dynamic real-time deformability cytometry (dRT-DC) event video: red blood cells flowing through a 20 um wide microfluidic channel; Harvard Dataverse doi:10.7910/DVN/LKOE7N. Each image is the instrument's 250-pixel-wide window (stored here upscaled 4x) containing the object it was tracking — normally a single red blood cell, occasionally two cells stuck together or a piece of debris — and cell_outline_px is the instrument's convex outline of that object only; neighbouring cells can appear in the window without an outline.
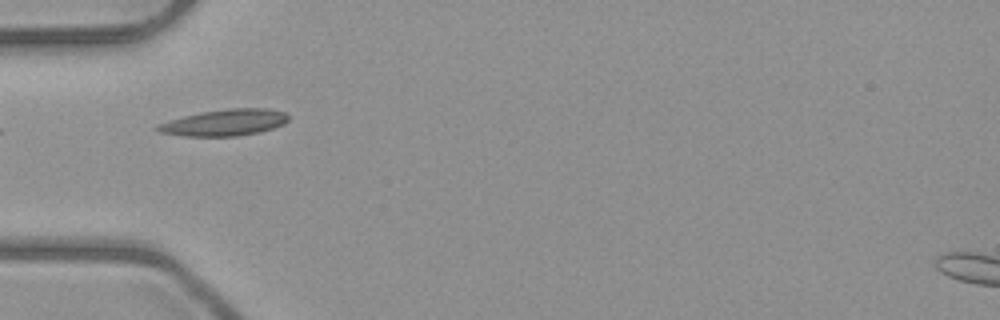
{"species": "common noctule bat (a hibernating species)", "species_latin": "Nyctalus noctula", "temperature_condition": "room temperature", "stored_images_in_passage": 4, "camera_frame_rate_fps": 3000, "um_per_image_px": 0.085, "animal": {"sex": "male", "body_mass_g": 23.1, "forearm_length_mm": 52.7}, "frame": {"image": 1, "passage_image": 4, "time_ms": 3.667, "image_size_px": [1000, 320], "cell_outline_px": [[288, 120], [284, 124], [260, 132], [236, 136], [184, 136], [160, 132], [152, 128], [156, 124], [184, 116], [200, 112], [228, 108], [268, 108], [284, 112], [288, 116]], "centroid_in_image_um": [19.06, 10.41], "position_along_channel_um": 65.9, "area_um2": 20.23}}